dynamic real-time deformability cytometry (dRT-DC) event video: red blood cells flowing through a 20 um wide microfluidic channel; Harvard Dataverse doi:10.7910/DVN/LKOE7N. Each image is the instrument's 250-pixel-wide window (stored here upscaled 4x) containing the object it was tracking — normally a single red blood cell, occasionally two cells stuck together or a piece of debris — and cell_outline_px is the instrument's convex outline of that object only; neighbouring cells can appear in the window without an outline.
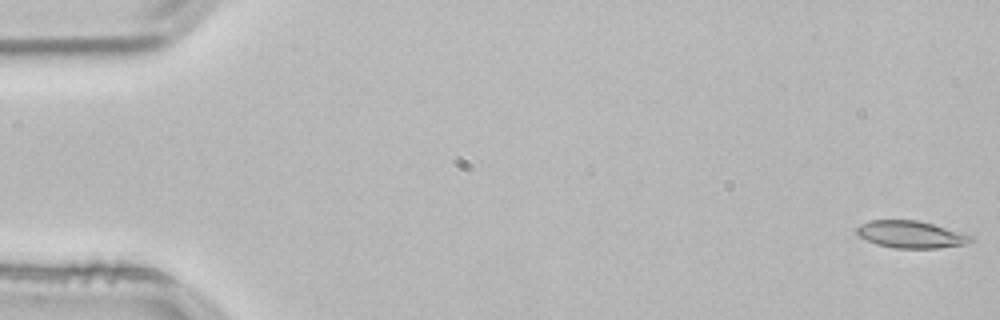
{"species": "common noctule bat (a hibernating species)", "species_latin": "Nyctalus noctula", "temperature_condition": "room temperature", "stored_images_in_passage": 53, "camera_frame_rate_fps": 3000, "um_per_image_px": 0.085, "animal": {"sex": "male", "body_mass_g": 21.5, "forearm_length_mm": 52.0}, "frame": {"image": 1, "passage_image": 1, "time_ms": 0.0, "image_size_px": [1000, 320], "cell_outline_px": [[972, 240], [964, 244], [936, 248], [896, 248], [876, 244], [860, 236], [856, 232], [856, 228], [860, 224], [868, 220], [916, 220], [932, 224], [972, 236]], "centroid_in_image_um": [77.36, 19.92], "position_along_channel_um": 7.6, "area_um2": 17.69}}
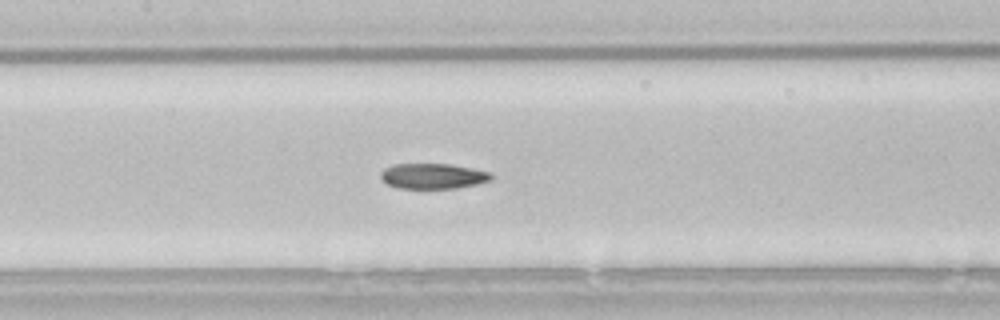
{"frame": {"image": 2, "passage_image": 25, "time_ms": 8.0, "image_size_px": [1000, 320], "cell_outline_px": [[492, 180], [476, 184], [456, 188], [396, 188], [388, 184], [380, 176], [380, 172], [384, 168], [392, 164], [452, 164], [492, 172]], "centroid_in_image_um": [36.81, 14.96], "position_along_channel_um": 170.6, "area_um2": 16.42}}
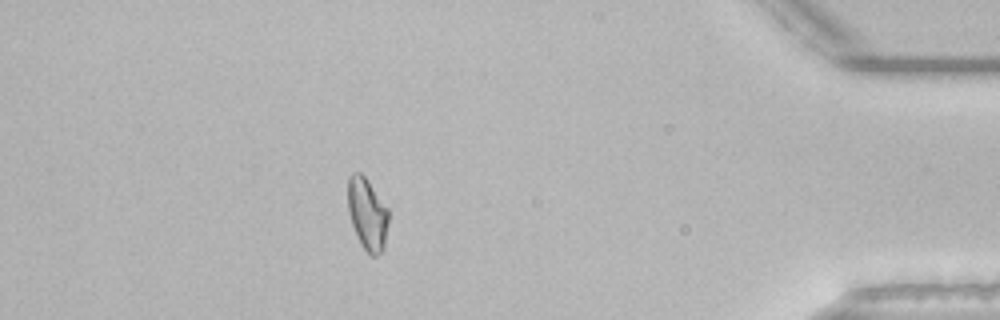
{"frame": {"image": 3, "passage_image": 47, "time_ms": 15.333, "image_size_px": [1000, 320], "cell_outline_px": [[388, 224], [384, 248], [376, 256], [372, 256], [364, 248], [352, 224], [348, 212], [348, 176], [352, 172], [360, 172], [364, 176], [388, 208]], "centroid_in_image_um": [31.22, 18.16], "position_along_channel_um": 404.0, "area_um2": 16.82}, "authors_computed_cell_mechanics": {"area_um2": 17.2822, "velocity_mm_per_s": 3.8378, "shape_relaxation_time_tau1_ms": null, "shape_relaxation_time_tau2_ms": 6.1844, "deformation_change_tau1": null, "deformation_change_tau2": 0.1109}}